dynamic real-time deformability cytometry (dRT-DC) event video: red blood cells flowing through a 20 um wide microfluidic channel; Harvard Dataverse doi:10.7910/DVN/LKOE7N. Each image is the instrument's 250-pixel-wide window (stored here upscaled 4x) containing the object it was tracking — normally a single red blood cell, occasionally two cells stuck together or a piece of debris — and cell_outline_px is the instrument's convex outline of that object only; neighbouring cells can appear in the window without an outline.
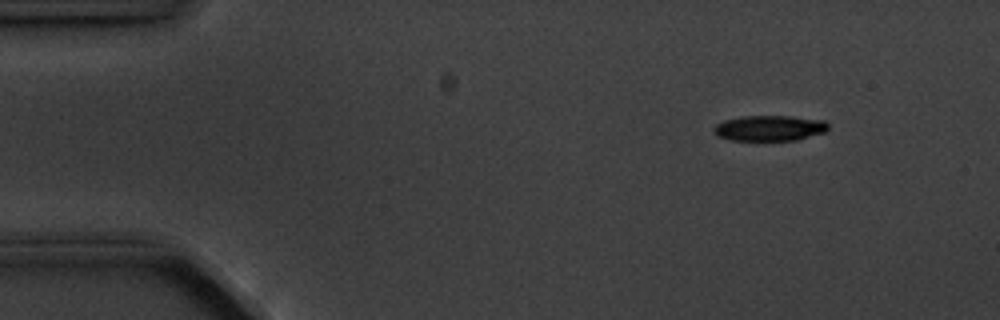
{"species": "common noctule bat (a hibernating species)", "species_latin": "Nyctalus noctula", "temperature_condition": "cold", "stored_images_in_passage": 7, "camera_frame_rate_fps": 3000, "um_per_image_px": 0.085, "animal": {"sex": "male", "body_mass_g": 20.1, "forearm_length_mm": 53.5}, "frame": {"image": 1, "passage_image": 2, "time_ms": 1.333, "image_size_px": [1000, 320], "cell_outline_px": [[828, 128], [824, 132], [796, 140], [728, 140], [716, 136], [712, 132], [712, 128], [716, 124], [724, 120], [744, 116], [788, 116], [824, 120], [828, 124]], "centroid_in_image_um": [65.35, 10.89], "position_along_channel_um": 19.7, "area_um2": 17.05}}
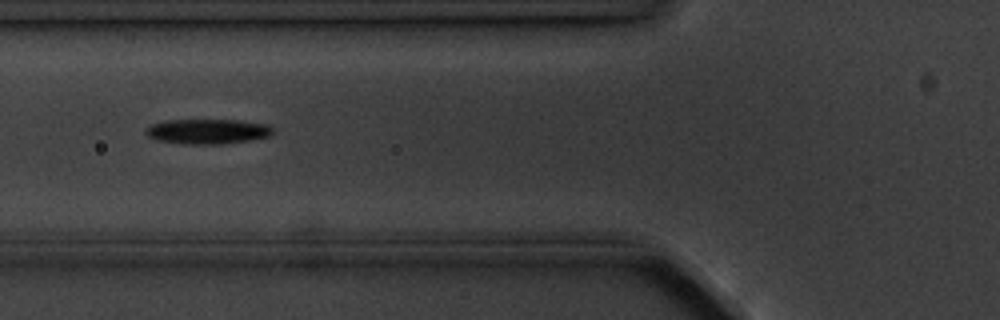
{"frame": {"image": 2, "passage_image": 6, "time_ms": 6.0, "image_size_px": [1000, 320], "cell_outline_px": [[272, 132], [268, 136], [248, 140], [220, 144], [184, 144], [156, 140], [148, 136], [144, 132], [144, 128], [152, 124], [164, 120], [240, 120], [264, 124], [272, 128]], "centroid_in_image_um": [17.55, 11.17], "position_along_channel_um": 108.2, "area_um2": 18.38}}
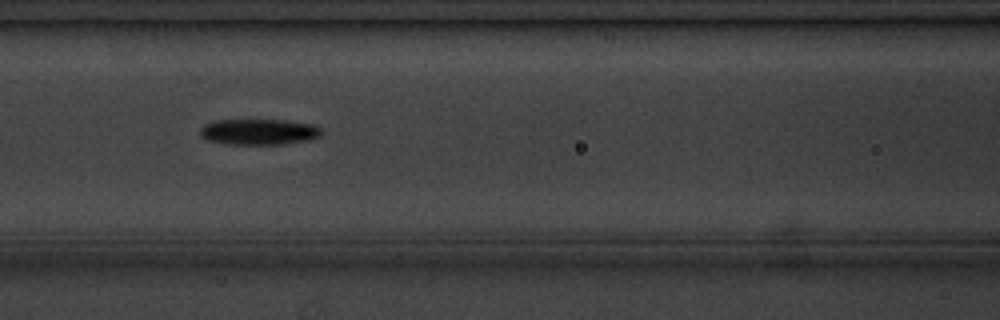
{"frame": {"image": 3, "passage_image": 7, "time_ms": 7.0, "image_size_px": [1000, 320], "cell_outline_px": [[324, 132], [320, 136], [308, 140], [280, 144], [224, 144], [208, 140], [200, 136], [200, 128], [204, 124], [212, 120], [284, 120], [312, 124], [320, 128]], "centroid_in_image_um": [21.97, 11.2], "position_along_channel_um": 144.6, "area_um2": 18.38}}